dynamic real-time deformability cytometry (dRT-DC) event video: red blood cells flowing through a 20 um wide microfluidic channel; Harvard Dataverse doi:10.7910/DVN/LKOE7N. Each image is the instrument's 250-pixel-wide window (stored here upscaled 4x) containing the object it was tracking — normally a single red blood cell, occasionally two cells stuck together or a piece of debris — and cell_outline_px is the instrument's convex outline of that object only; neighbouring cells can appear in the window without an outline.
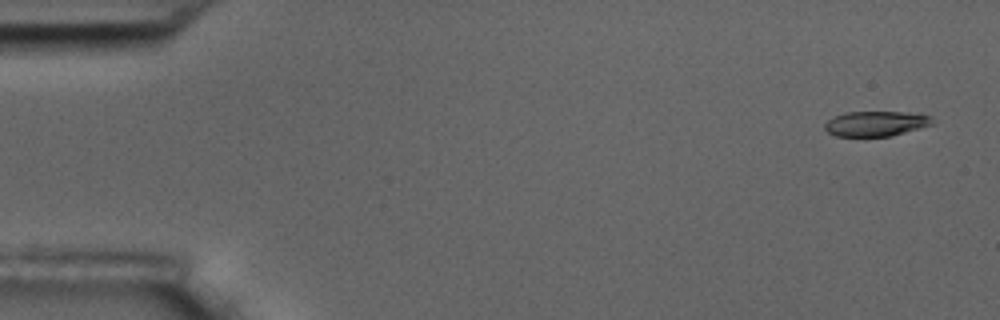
{"species": "common noctule bat (a hibernating species)", "species_latin": "Nyctalus noctula", "temperature_condition": "room temperature", "stored_images_in_passage": 6, "camera_frame_rate_fps": 3000, "um_per_image_px": 0.085, "animal": {"sex": "male", "body_mass_g": 17.5, "forearm_length_mm": 52.3}, "frame": {"image": 1, "passage_image": 1, "time_ms": 0.0, "image_size_px": [1000, 320], "cell_outline_px": [[932, 124], [920, 128], [892, 136], [836, 136], [828, 132], [824, 128], [824, 124], [828, 120], [844, 112], [920, 112], [932, 116]], "centroid_in_image_um": [74.49, 10.5], "position_along_channel_um": 10.5, "area_um2": 15.84}}